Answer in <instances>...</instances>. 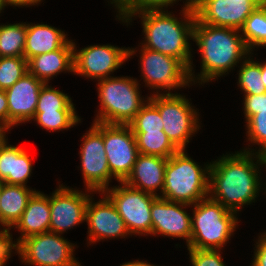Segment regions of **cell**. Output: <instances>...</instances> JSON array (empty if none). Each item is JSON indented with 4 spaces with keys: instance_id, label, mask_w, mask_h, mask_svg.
I'll return each instance as SVG.
<instances>
[{
    "instance_id": "obj_1",
    "label": "cell",
    "mask_w": 266,
    "mask_h": 266,
    "mask_svg": "<svg viewBox=\"0 0 266 266\" xmlns=\"http://www.w3.org/2000/svg\"><path fill=\"white\" fill-rule=\"evenodd\" d=\"M254 151L243 148L211 162L208 195L236 214L241 211V206L254 202L261 192L262 181L258 172L261 154Z\"/></svg>"
},
{
    "instance_id": "obj_2",
    "label": "cell",
    "mask_w": 266,
    "mask_h": 266,
    "mask_svg": "<svg viewBox=\"0 0 266 266\" xmlns=\"http://www.w3.org/2000/svg\"><path fill=\"white\" fill-rule=\"evenodd\" d=\"M239 33L240 30L234 28L211 26L195 19L192 40L199 48L202 69L198 77L194 72L189 74L191 84L218 79L230 72L239 61L242 63L248 58L252 52Z\"/></svg>"
},
{
    "instance_id": "obj_3",
    "label": "cell",
    "mask_w": 266,
    "mask_h": 266,
    "mask_svg": "<svg viewBox=\"0 0 266 266\" xmlns=\"http://www.w3.org/2000/svg\"><path fill=\"white\" fill-rule=\"evenodd\" d=\"M181 12L184 18H180L181 21L168 10H148L132 17L139 16L142 20L143 47L181 60L192 74L194 68L189 39H193L196 15L194 8H182Z\"/></svg>"
},
{
    "instance_id": "obj_4",
    "label": "cell",
    "mask_w": 266,
    "mask_h": 266,
    "mask_svg": "<svg viewBox=\"0 0 266 266\" xmlns=\"http://www.w3.org/2000/svg\"><path fill=\"white\" fill-rule=\"evenodd\" d=\"M185 151L178 150L167 159L163 191L158 197L192 206L209 196L211 162L202 169Z\"/></svg>"
},
{
    "instance_id": "obj_5",
    "label": "cell",
    "mask_w": 266,
    "mask_h": 266,
    "mask_svg": "<svg viewBox=\"0 0 266 266\" xmlns=\"http://www.w3.org/2000/svg\"><path fill=\"white\" fill-rule=\"evenodd\" d=\"M194 206V207H193ZM193 207L191 240L188 249L220 250L229 242L238 225L237 214L209 196ZM225 244V245H224Z\"/></svg>"
},
{
    "instance_id": "obj_6",
    "label": "cell",
    "mask_w": 266,
    "mask_h": 266,
    "mask_svg": "<svg viewBox=\"0 0 266 266\" xmlns=\"http://www.w3.org/2000/svg\"><path fill=\"white\" fill-rule=\"evenodd\" d=\"M97 86L101 110L93 122L128 125L149 98H141L139 83L133 77L111 76L99 80Z\"/></svg>"
},
{
    "instance_id": "obj_7",
    "label": "cell",
    "mask_w": 266,
    "mask_h": 266,
    "mask_svg": "<svg viewBox=\"0 0 266 266\" xmlns=\"http://www.w3.org/2000/svg\"><path fill=\"white\" fill-rule=\"evenodd\" d=\"M148 99L158 108L169 140L178 150H185L192 135L200 129L197 110L180 93H152Z\"/></svg>"
},
{
    "instance_id": "obj_8",
    "label": "cell",
    "mask_w": 266,
    "mask_h": 266,
    "mask_svg": "<svg viewBox=\"0 0 266 266\" xmlns=\"http://www.w3.org/2000/svg\"><path fill=\"white\" fill-rule=\"evenodd\" d=\"M75 247L61 234L46 232L22 240L16 253L22 263L33 266H82L74 257Z\"/></svg>"
},
{
    "instance_id": "obj_9",
    "label": "cell",
    "mask_w": 266,
    "mask_h": 266,
    "mask_svg": "<svg viewBox=\"0 0 266 266\" xmlns=\"http://www.w3.org/2000/svg\"><path fill=\"white\" fill-rule=\"evenodd\" d=\"M120 184L107 188L101 195L105 194L111 200L131 236L152 235L151 206L158 196L134 189L124 182Z\"/></svg>"
},
{
    "instance_id": "obj_10",
    "label": "cell",
    "mask_w": 266,
    "mask_h": 266,
    "mask_svg": "<svg viewBox=\"0 0 266 266\" xmlns=\"http://www.w3.org/2000/svg\"><path fill=\"white\" fill-rule=\"evenodd\" d=\"M140 51L142 79L149 89L157 90L155 94H161L160 89L171 94L172 89L191 85L189 69L181 60L143 46Z\"/></svg>"
},
{
    "instance_id": "obj_11",
    "label": "cell",
    "mask_w": 266,
    "mask_h": 266,
    "mask_svg": "<svg viewBox=\"0 0 266 266\" xmlns=\"http://www.w3.org/2000/svg\"><path fill=\"white\" fill-rule=\"evenodd\" d=\"M82 139L79 154L83 182L88 193L100 194L108 188L112 179L104 149V123L93 122Z\"/></svg>"
},
{
    "instance_id": "obj_12",
    "label": "cell",
    "mask_w": 266,
    "mask_h": 266,
    "mask_svg": "<svg viewBox=\"0 0 266 266\" xmlns=\"http://www.w3.org/2000/svg\"><path fill=\"white\" fill-rule=\"evenodd\" d=\"M73 46V73L97 81L111 77V73L137 52L136 48H119L110 44L90 45L80 50H77L75 42Z\"/></svg>"
},
{
    "instance_id": "obj_13",
    "label": "cell",
    "mask_w": 266,
    "mask_h": 266,
    "mask_svg": "<svg viewBox=\"0 0 266 266\" xmlns=\"http://www.w3.org/2000/svg\"><path fill=\"white\" fill-rule=\"evenodd\" d=\"M104 149L111 176L119 183L124 182L130 175L139 154L131 127L104 124Z\"/></svg>"
},
{
    "instance_id": "obj_14",
    "label": "cell",
    "mask_w": 266,
    "mask_h": 266,
    "mask_svg": "<svg viewBox=\"0 0 266 266\" xmlns=\"http://www.w3.org/2000/svg\"><path fill=\"white\" fill-rule=\"evenodd\" d=\"M89 198L87 192L59 184V188L57 187L52 196H49L51 211L49 232L63 234L68 229L85 222Z\"/></svg>"
},
{
    "instance_id": "obj_15",
    "label": "cell",
    "mask_w": 266,
    "mask_h": 266,
    "mask_svg": "<svg viewBox=\"0 0 266 266\" xmlns=\"http://www.w3.org/2000/svg\"><path fill=\"white\" fill-rule=\"evenodd\" d=\"M259 5L256 0H194L193 8L201 23L240 30Z\"/></svg>"
},
{
    "instance_id": "obj_16",
    "label": "cell",
    "mask_w": 266,
    "mask_h": 266,
    "mask_svg": "<svg viewBox=\"0 0 266 266\" xmlns=\"http://www.w3.org/2000/svg\"><path fill=\"white\" fill-rule=\"evenodd\" d=\"M90 196L86 208L89 244L107 238H125L130 235L125 221L117 212L111 200L104 194V198L93 202Z\"/></svg>"
},
{
    "instance_id": "obj_17",
    "label": "cell",
    "mask_w": 266,
    "mask_h": 266,
    "mask_svg": "<svg viewBox=\"0 0 266 266\" xmlns=\"http://www.w3.org/2000/svg\"><path fill=\"white\" fill-rule=\"evenodd\" d=\"M186 207L190 205L158 197L151 206L152 236L160 234L182 238L188 245L191 240L192 221Z\"/></svg>"
},
{
    "instance_id": "obj_18",
    "label": "cell",
    "mask_w": 266,
    "mask_h": 266,
    "mask_svg": "<svg viewBox=\"0 0 266 266\" xmlns=\"http://www.w3.org/2000/svg\"><path fill=\"white\" fill-rule=\"evenodd\" d=\"M44 82L27 72L5 90L8 102V127L29 122L35 115L41 87Z\"/></svg>"
},
{
    "instance_id": "obj_19",
    "label": "cell",
    "mask_w": 266,
    "mask_h": 266,
    "mask_svg": "<svg viewBox=\"0 0 266 266\" xmlns=\"http://www.w3.org/2000/svg\"><path fill=\"white\" fill-rule=\"evenodd\" d=\"M167 159L164 157L138 154L132 171L124 183L134 189L155 196L157 189L163 191Z\"/></svg>"
},
{
    "instance_id": "obj_20",
    "label": "cell",
    "mask_w": 266,
    "mask_h": 266,
    "mask_svg": "<svg viewBox=\"0 0 266 266\" xmlns=\"http://www.w3.org/2000/svg\"><path fill=\"white\" fill-rule=\"evenodd\" d=\"M50 217L49 196L36 191L29 199L26 209L14 226L22 234L17 239V243L14 241V245L17 246L29 236L49 232Z\"/></svg>"
},
{
    "instance_id": "obj_21",
    "label": "cell",
    "mask_w": 266,
    "mask_h": 266,
    "mask_svg": "<svg viewBox=\"0 0 266 266\" xmlns=\"http://www.w3.org/2000/svg\"><path fill=\"white\" fill-rule=\"evenodd\" d=\"M73 50V40H69L58 50L34 56L28 60V72L44 83L63 71L73 72Z\"/></svg>"
},
{
    "instance_id": "obj_22",
    "label": "cell",
    "mask_w": 266,
    "mask_h": 266,
    "mask_svg": "<svg viewBox=\"0 0 266 266\" xmlns=\"http://www.w3.org/2000/svg\"><path fill=\"white\" fill-rule=\"evenodd\" d=\"M32 160L21 146L5 144L0 149V181L9 185L26 186L32 174Z\"/></svg>"
},
{
    "instance_id": "obj_23",
    "label": "cell",
    "mask_w": 266,
    "mask_h": 266,
    "mask_svg": "<svg viewBox=\"0 0 266 266\" xmlns=\"http://www.w3.org/2000/svg\"><path fill=\"white\" fill-rule=\"evenodd\" d=\"M61 29L48 24H27L24 57L28 61L34 56L62 48L70 39Z\"/></svg>"
},
{
    "instance_id": "obj_24",
    "label": "cell",
    "mask_w": 266,
    "mask_h": 266,
    "mask_svg": "<svg viewBox=\"0 0 266 266\" xmlns=\"http://www.w3.org/2000/svg\"><path fill=\"white\" fill-rule=\"evenodd\" d=\"M36 190L22 185L2 183L0 196L1 226L0 234H8L21 218L29 199Z\"/></svg>"
},
{
    "instance_id": "obj_25",
    "label": "cell",
    "mask_w": 266,
    "mask_h": 266,
    "mask_svg": "<svg viewBox=\"0 0 266 266\" xmlns=\"http://www.w3.org/2000/svg\"><path fill=\"white\" fill-rule=\"evenodd\" d=\"M177 0H110L118 10L117 19L128 25L133 20L132 16L148 10H165ZM179 2V0H178ZM194 0H186L183 8H193ZM165 7V8H164Z\"/></svg>"
},
{
    "instance_id": "obj_26",
    "label": "cell",
    "mask_w": 266,
    "mask_h": 266,
    "mask_svg": "<svg viewBox=\"0 0 266 266\" xmlns=\"http://www.w3.org/2000/svg\"><path fill=\"white\" fill-rule=\"evenodd\" d=\"M138 152L144 155L170 158L178 149L163 130L153 132H133Z\"/></svg>"
},
{
    "instance_id": "obj_27",
    "label": "cell",
    "mask_w": 266,
    "mask_h": 266,
    "mask_svg": "<svg viewBox=\"0 0 266 266\" xmlns=\"http://www.w3.org/2000/svg\"><path fill=\"white\" fill-rule=\"evenodd\" d=\"M27 24L0 25V57H24Z\"/></svg>"
},
{
    "instance_id": "obj_28",
    "label": "cell",
    "mask_w": 266,
    "mask_h": 266,
    "mask_svg": "<svg viewBox=\"0 0 266 266\" xmlns=\"http://www.w3.org/2000/svg\"><path fill=\"white\" fill-rule=\"evenodd\" d=\"M240 32L251 52L256 46H266V5H259L251 13Z\"/></svg>"
},
{
    "instance_id": "obj_29",
    "label": "cell",
    "mask_w": 266,
    "mask_h": 266,
    "mask_svg": "<svg viewBox=\"0 0 266 266\" xmlns=\"http://www.w3.org/2000/svg\"><path fill=\"white\" fill-rule=\"evenodd\" d=\"M242 61L238 74V86L244 94L258 95L266 92V88L261 79V62L251 59Z\"/></svg>"
},
{
    "instance_id": "obj_30",
    "label": "cell",
    "mask_w": 266,
    "mask_h": 266,
    "mask_svg": "<svg viewBox=\"0 0 266 266\" xmlns=\"http://www.w3.org/2000/svg\"><path fill=\"white\" fill-rule=\"evenodd\" d=\"M76 111L71 98L48 83L41 87L35 112Z\"/></svg>"
},
{
    "instance_id": "obj_31",
    "label": "cell",
    "mask_w": 266,
    "mask_h": 266,
    "mask_svg": "<svg viewBox=\"0 0 266 266\" xmlns=\"http://www.w3.org/2000/svg\"><path fill=\"white\" fill-rule=\"evenodd\" d=\"M32 120L40 127L52 132L69 129L81 122L76 111L35 112Z\"/></svg>"
},
{
    "instance_id": "obj_32",
    "label": "cell",
    "mask_w": 266,
    "mask_h": 266,
    "mask_svg": "<svg viewBox=\"0 0 266 266\" xmlns=\"http://www.w3.org/2000/svg\"><path fill=\"white\" fill-rule=\"evenodd\" d=\"M28 72L25 57H0V89L6 90Z\"/></svg>"
},
{
    "instance_id": "obj_33",
    "label": "cell",
    "mask_w": 266,
    "mask_h": 266,
    "mask_svg": "<svg viewBox=\"0 0 266 266\" xmlns=\"http://www.w3.org/2000/svg\"><path fill=\"white\" fill-rule=\"evenodd\" d=\"M128 125L133 132H153L163 130V122L160 112L149 99Z\"/></svg>"
},
{
    "instance_id": "obj_34",
    "label": "cell",
    "mask_w": 266,
    "mask_h": 266,
    "mask_svg": "<svg viewBox=\"0 0 266 266\" xmlns=\"http://www.w3.org/2000/svg\"><path fill=\"white\" fill-rule=\"evenodd\" d=\"M247 139L259 146L255 151L258 154H266V109L256 110L246 122Z\"/></svg>"
},
{
    "instance_id": "obj_35",
    "label": "cell",
    "mask_w": 266,
    "mask_h": 266,
    "mask_svg": "<svg viewBox=\"0 0 266 266\" xmlns=\"http://www.w3.org/2000/svg\"><path fill=\"white\" fill-rule=\"evenodd\" d=\"M192 266H226L221 250L188 249Z\"/></svg>"
},
{
    "instance_id": "obj_36",
    "label": "cell",
    "mask_w": 266,
    "mask_h": 266,
    "mask_svg": "<svg viewBox=\"0 0 266 266\" xmlns=\"http://www.w3.org/2000/svg\"><path fill=\"white\" fill-rule=\"evenodd\" d=\"M243 104L245 121H247L256 114V110L266 109V92L258 95L244 94Z\"/></svg>"
},
{
    "instance_id": "obj_37",
    "label": "cell",
    "mask_w": 266,
    "mask_h": 266,
    "mask_svg": "<svg viewBox=\"0 0 266 266\" xmlns=\"http://www.w3.org/2000/svg\"><path fill=\"white\" fill-rule=\"evenodd\" d=\"M12 234H0V266H5L8 259L11 258L12 249L16 251V245L12 241Z\"/></svg>"
},
{
    "instance_id": "obj_38",
    "label": "cell",
    "mask_w": 266,
    "mask_h": 266,
    "mask_svg": "<svg viewBox=\"0 0 266 266\" xmlns=\"http://www.w3.org/2000/svg\"><path fill=\"white\" fill-rule=\"evenodd\" d=\"M255 246L256 249L251 266H266V232L259 236Z\"/></svg>"
},
{
    "instance_id": "obj_39",
    "label": "cell",
    "mask_w": 266,
    "mask_h": 266,
    "mask_svg": "<svg viewBox=\"0 0 266 266\" xmlns=\"http://www.w3.org/2000/svg\"><path fill=\"white\" fill-rule=\"evenodd\" d=\"M0 124L8 127V102L5 90L0 89Z\"/></svg>"
},
{
    "instance_id": "obj_40",
    "label": "cell",
    "mask_w": 266,
    "mask_h": 266,
    "mask_svg": "<svg viewBox=\"0 0 266 266\" xmlns=\"http://www.w3.org/2000/svg\"><path fill=\"white\" fill-rule=\"evenodd\" d=\"M42 0H5V6L11 5V6H35L36 4H40Z\"/></svg>"
},
{
    "instance_id": "obj_41",
    "label": "cell",
    "mask_w": 266,
    "mask_h": 266,
    "mask_svg": "<svg viewBox=\"0 0 266 266\" xmlns=\"http://www.w3.org/2000/svg\"><path fill=\"white\" fill-rule=\"evenodd\" d=\"M9 127L0 124V149L1 147L5 144V142L7 141L6 139V131H9Z\"/></svg>"
},
{
    "instance_id": "obj_42",
    "label": "cell",
    "mask_w": 266,
    "mask_h": 266,
    "mask_svg": "<svg viewBox=\"0 0 266 266\" xmlns=\"http://www.w3.org/2000/svg\"><path fill=\"white\" fill-rule=\"evenodd\" d=\"M120 266H155L153 264H150L146 261H129V262H126V263H123L122 265L120 264ZM157 266V265H156Z\"/></svg>"
},
{
    "instance_id": "obj_43",
    "label": "cell",
    "mask_w": 266,
    "mask_h": 266,
    "mask_svg": "<svg viewBox=\"0 0 266 266\" xmlns=\"http://www.w3.org/2000/svg\"><path fill=\"white\" fill-rule=\"evenodd\" d=\"M261 79L266 88V62H261Z\"/></svg>"
},
{
    "instance_id": "obj_44",
    "label": "cell",
    "mask_w": 266,
    "mask_h": 266,
    "mask_svg": "<svg viewBox=\"0 0 266 266\" xmlns=\"http://www.w3.org/2000/svg\"><path fill=\"white\" fill-rule=\"evenodd\" d=\"M263 165L266 167V154H261V166H263ZM265 185H266V183H265ZM265 190H266V188H265Z\"/></svg>"
},
{
    "instance_id": "obj_45",
    "label": "cell",
    "mask_w": 266,
    "mask_h": 266,
    "mask_svg": "<svg viewBox=\"0 0 266 266\" xmlns=\"http://www.w3.org/2000/svg\"><path fill=\"white\" fill-rule=\"evenodd\" d=\"M5 8V0H0V12Z\"/></svg>"
},
{
    "instance_id": "obj_46",
    "label": "cell",
    "mask_w": 266,
    "mask_h": 266,
    "mask_svg": "<svg viewBox=\"0 0 266 266\" xmlns=\"http://www.w3.org/2000/svg\"><path fill=\"white\" fill-rule=\"evenodd\" d=\"M260 5H266V0H256Z\"/></svg>"
},
{
    "instance_id": "obj_47",
    "label": "cell",
    "mask_w": 266,
    "mask_h": 266,
    "mask_svg": "<svg viewBox=\"0 0 266 266\" xmlns=\"http://www.w3.org/2000/svg\"><path fill=\"white\" fill-rule=\"evenodd\" d=\"M2 181H0V196H1V190H2ZM0 225H1V212H0Z\"/></svg>"
}]
</instances>
